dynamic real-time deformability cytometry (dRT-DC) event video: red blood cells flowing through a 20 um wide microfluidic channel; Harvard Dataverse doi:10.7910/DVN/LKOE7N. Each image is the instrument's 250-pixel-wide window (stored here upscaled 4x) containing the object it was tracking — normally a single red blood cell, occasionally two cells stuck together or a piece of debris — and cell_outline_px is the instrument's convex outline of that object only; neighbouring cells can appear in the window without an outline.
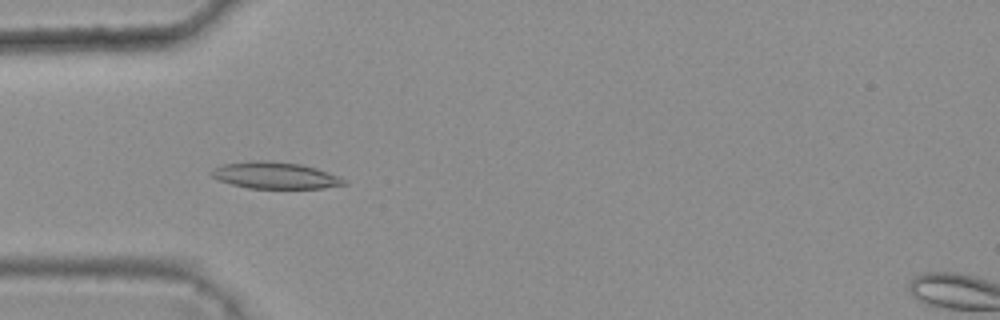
{"species": "common noctule bat (a hibernating species)", "species_latin": "Nyctalus noctula", "temperature_condition": "warm", "stored_images_in_passage": 45, "camera_frame_rate_fps": 3000, "um_per_image_px": 0.085, "animal": {"sex": "female", "body_mass_g": 25.1}, "frame": {"image": 1, "passage_image": 16, "time_ms": 5.0, "image_size_px": [1000, 320], "cell_outline_px": [[348, 184], [324, 188], [248, 188], [232, 184], [220, 180], [212, 176], [208, 172], [212, 168], [220, 164], [252, 160], [268, 160], [300, 164], [316, 168], [348, 180]], "centroid_in_image_um": [23.36, 14.9], "position_along_channel_um": 61.6, "area_um2": 20.75}}
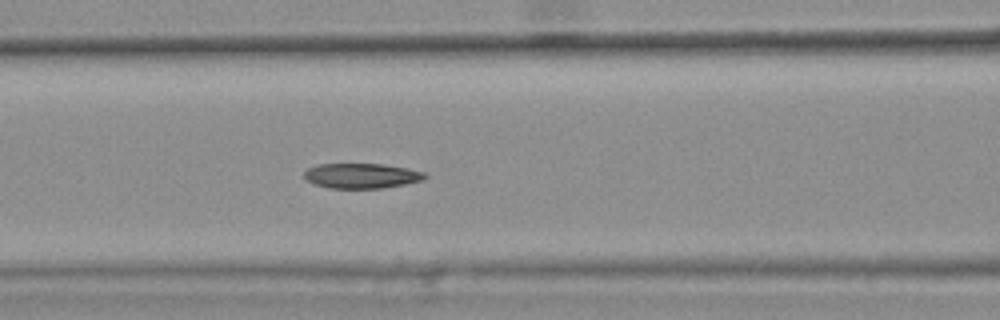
{"frame": {"image": 2, "passage_image": 22, "time_ms": 7.0, "image_size_px": [1000, 320], "cell_outline_px": [[428, 176], [424, 180], [384, 188], [328, 188], [304, 180], [304, 172], [308, 168], [316, 164], [384, 164], [408, 168], [424, 172]], "centroid_in_image_um": [30.73, 14.94], "position_along_channel_um": 135.9, "area_um2": 17.74}}
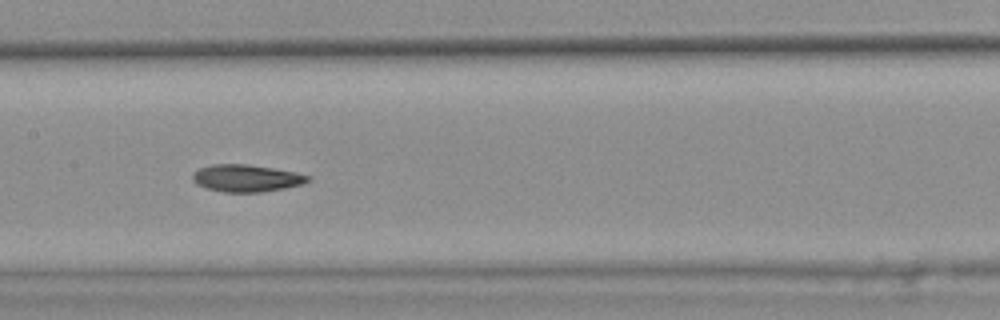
{"frame": {"image": 3, "passage_image": 26, "time_ms": 8.333, "image_size_px": [1000, 320], "cell_outline_px": [[312, 180], [304, 184], [284, 188], [260, 192], [224, 192], [208, 188], [196, 184], [192, 180], [192, 172], [200, 168], [212, 164], [248, 164], [296, 172], [312, 176]], "centroid_in_image_um": [20.97, 15.14], "position_along_channel_um": 186.4, "area_um2": 18.38}, "authors_computed_cell_mechanics": {"area_um2": 18.496, "velocity_mm_per_s": 3.7969, "shape_relaxation_time_tau1_ms": null, "shape_relaxation_time_tau2_ms": 4.5459, "deformation_change_tau1": null, "deformation_change_tau2": 0.1015}}